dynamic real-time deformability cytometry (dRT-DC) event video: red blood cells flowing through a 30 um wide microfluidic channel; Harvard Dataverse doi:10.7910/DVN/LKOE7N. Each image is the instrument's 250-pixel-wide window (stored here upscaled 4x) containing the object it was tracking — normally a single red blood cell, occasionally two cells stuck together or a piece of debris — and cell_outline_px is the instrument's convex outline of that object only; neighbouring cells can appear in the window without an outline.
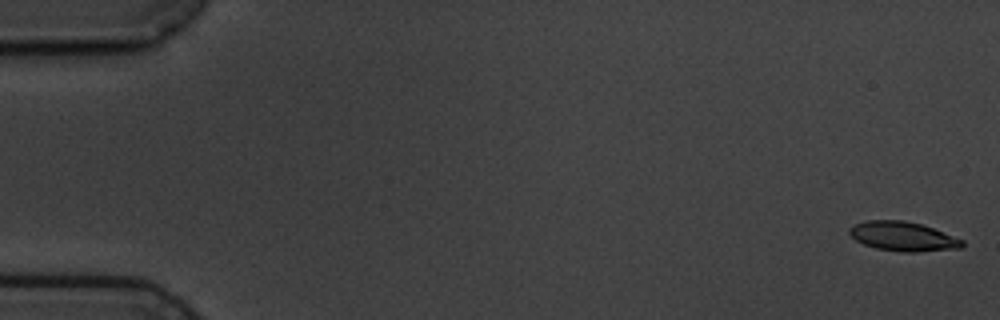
{"species": "common noctule bat (a hibernating species)", "species_latin": "Nyctalus noctula", "temperature_condition": "cold", "stored_images_in_passage": 7, "camera_frame_rate_fps": 3000, "um_per_image_px": 0.085, "animal": {"sex": "male", "body_mass_g": 19.5, "forearm_length_mm": 54.6}, "frame": {"image": 1, "passage_image": 1, "time_ms": 0.0, "image_size_px": [1000, 320], "cell_outline_px": [[964, 244], [960, 248], [916, 252], [900, 252], [876, 248], [864, 244], [856, 240], [848, 232], [848, 228], [856, 224], [868, 220], [904, 220], [920, 224], [932, 228], [964, 240]], "centroid_in_image_um": [76.74, 20.1], "position_along_channel_um": 8.3, "area_um2": 19.13}}
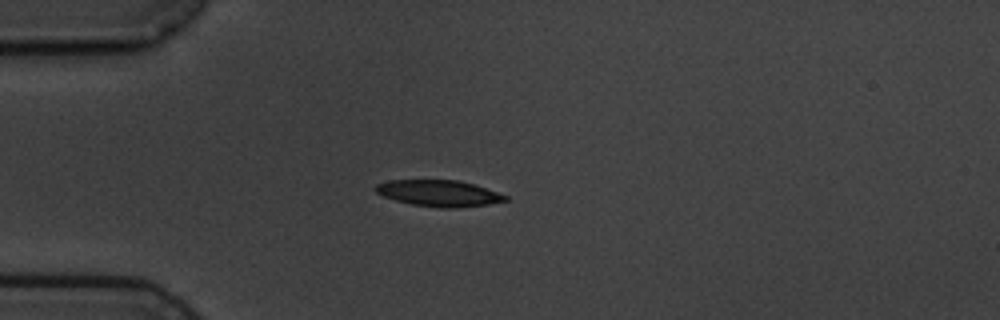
{"frame": {"image": 2, "passage_image": 5, "time_ms": 4.667, "image_size_px": [1000, 320], "cell_outline_px": [[508, 200], [488, 204], [456, 208], [440, 208], [412, 204], [396, 200], [384, 196], [376, 192], [372, 188], [376, 184], [388, 180], [460, 180], [508, 196]], "centroid_in_image_um": [37.27, 16.42], "position_along_channel_um": 47.7, "area_um2": 19.77}}
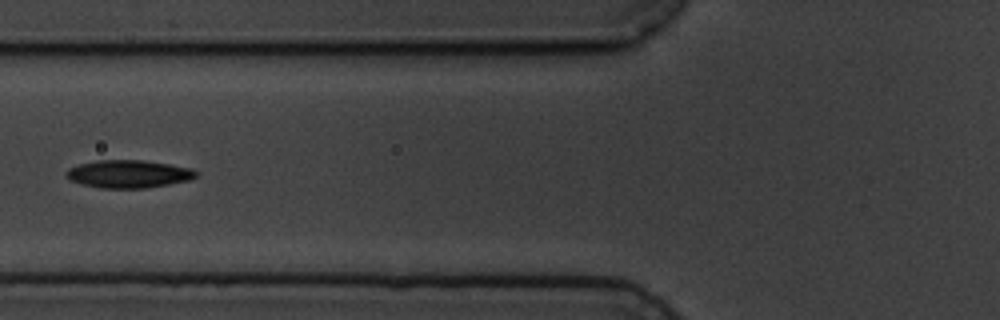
{"frame": {"image": 3, "passage_image": 7, "time_ms": 7.0, "image_size_px": [1000, 320], "cell_outline_px": [[200, 172], [196, 176], [188, 180], [168, 184], [144, 188], [100, 188], [68, 180], [64, 172], [68, 168], [80, 164], [96, 160], [144, 160], [192, 168]], "centroid_in_image_um": [10.91, 14.78], "position_along_channel_um": 114.9, "area_um2": 21.04}}